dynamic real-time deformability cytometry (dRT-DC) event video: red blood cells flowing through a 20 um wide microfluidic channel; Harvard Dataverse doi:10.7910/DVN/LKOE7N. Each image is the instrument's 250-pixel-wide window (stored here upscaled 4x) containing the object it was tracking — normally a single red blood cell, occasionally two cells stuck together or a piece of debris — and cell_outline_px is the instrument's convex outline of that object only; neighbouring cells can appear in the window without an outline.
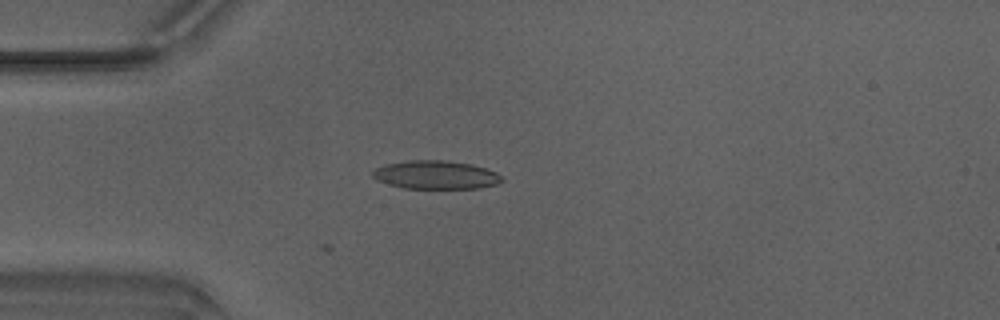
{"species": "Egyptian fruit bat (a non-hibernating species)", "species_latin": "Rousettus aegyptiacus", "temperature_condition": "warm", "stored_images_in_passage": 12, "camera_frame_rate_fps": 3000, "um_per_image_px": 0.085, "animal": {"sex": "male"}, "frame": {"image": 1, "passage_image": 12, "time_ms": 3.667, "image_size_px": [1000, 320], "cell_outline_px": [[504, 180], [496, 184], [480, 188], [404, 188], [388, 184], [376, 180], [372, 176], [372, 172], [376, 168], [384, 164], [408, 160], [444, 160], [472, 164], [488, 168], [496, 172]], "centroid_in_image_um": [37.03, 14.85], "position_along_channel_um": 48.0, "area_um2": 21.5}}